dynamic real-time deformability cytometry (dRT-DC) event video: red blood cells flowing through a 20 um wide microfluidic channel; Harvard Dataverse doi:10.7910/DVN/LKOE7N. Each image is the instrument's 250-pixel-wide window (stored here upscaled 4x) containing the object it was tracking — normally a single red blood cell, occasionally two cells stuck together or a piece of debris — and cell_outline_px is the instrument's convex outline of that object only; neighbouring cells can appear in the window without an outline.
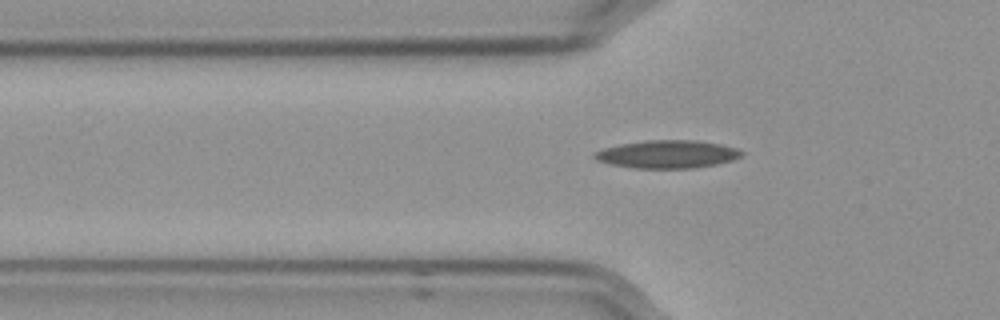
{"species": "Egyptian fruit bat (a non-hibernating species)", "species_latin": "Rousettus aegyptiacus", "temperature_condition": "cold", "stored_images_in_passage": 38, "camera_frame_rate_fps": 3000, "um_per_image_px": 0.085, "frame": {"image": 1, "passage_image": 5, "time_ms": 1.333, "image_size_px": [1000, 320], "cell_outline_px": [[744, 152], [740, 156], [732, 160], [716, 164], [692, 168], [636, 168], [612, 164], [596, 160], [592, 156], [592, 152], [604, 148], [624, 144], [648, 140], [696, 140], [720, 144], [736, 148]], "centroid_in_image_um": [56.72, 13.11], "position_along_channel_um": 69.1, "area_um2": 23.7}}
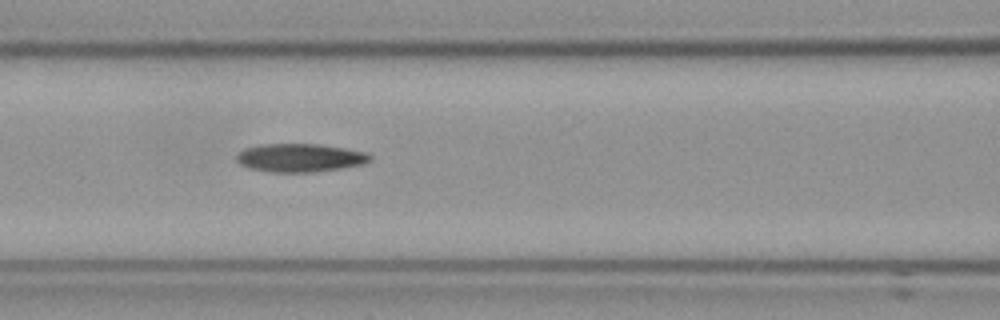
{"frame": {"image": 2, "passage_image": 11, "time_ms": 3.333, "image_size_px": [1000, 320], "cell_outline_px": [[372, 160], [364, 164], [340, 168], [312, 172], [268, 172], [248, 168], [240, 164], [236, 160], [236, 156], [244, 148], [264, 144], [316, 144], [344, 148], [364, 152], [372, 156]], "centroid_in_image_um": [25.48, 13.42], "position_along_channel_um": 141.1, "area_um2": 21.96}}
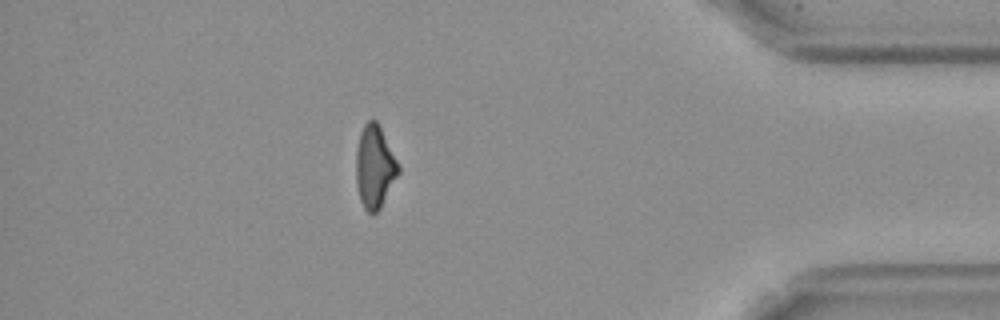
{"frame": {"image": 3, "passage_image": 36, "time_ms": 11.667, "image_size_px": [1000, 320], "cell_outline_px": [[400, 172], [380, 208], [372, 216], [364, 208], [360, 200], [356, 184], [356, 148], [360, 132], [364, 124], [368, 120], [376, 120], [380, 124], [400, 168]], "centroid_in_image_um": [31.84, 14.17], "position_along_channel_um": 403.4, "area_um2": 20.58}}